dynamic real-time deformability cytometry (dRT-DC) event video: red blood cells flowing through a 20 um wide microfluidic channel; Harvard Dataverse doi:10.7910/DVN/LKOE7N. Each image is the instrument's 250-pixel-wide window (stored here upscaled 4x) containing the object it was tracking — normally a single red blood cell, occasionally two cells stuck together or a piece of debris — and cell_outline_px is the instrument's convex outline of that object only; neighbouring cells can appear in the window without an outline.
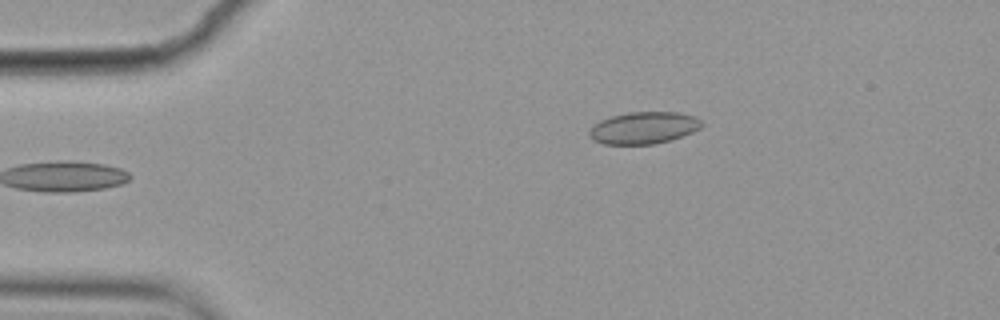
{"species": "common noctule bat (a hibernating species)", "species_latin": "Nyctalus noctula", "temperature_condition": "cold", "stored_images_in_passage": 4, "camera_frame_rate_fps": 3000, "um_per_image_px": 0.085, "animal": {"sex": "female", "body_mass_g": 19.9}, "frame": {"image": 1, "passage_image": 4, "time_ms": 1.0, "image_size_px": [1000, 320], "cell_outline_px": [[704, 124], [700, 128], [692, 132], [656, 144], [604, 144], [592, 140], [588, 136], [588, 132], [600, 120], [612, 116], [628, 112], [680, 112], [696, 116]], "centroid_in_image_um": [54.71, 10.86], "position_along_channel_um": 30.3, "area_um2": 20.92}}